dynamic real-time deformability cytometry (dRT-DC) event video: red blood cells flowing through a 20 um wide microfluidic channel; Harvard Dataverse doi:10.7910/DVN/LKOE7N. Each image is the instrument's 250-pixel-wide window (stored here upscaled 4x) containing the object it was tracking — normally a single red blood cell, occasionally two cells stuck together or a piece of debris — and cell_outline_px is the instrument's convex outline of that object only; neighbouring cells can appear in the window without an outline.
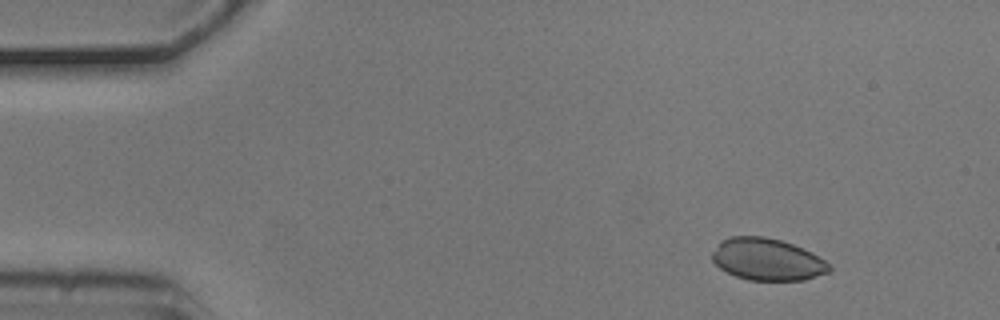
{"species": "common noctule bat (a hibernating species)", "species_latin": "Nyctalus noctula", "temperature_condition": "cold", "stored_images_in_passage": 5, "camera_frame_rate_fps": 3000, "um_per_image_px": 0.085, "animal": {"sex": "male", "body_mass_g": 20.5, "forearm_length_mm": 52.5}, "frame": {"image": 1, "passage_image": 2, "time_ms": 0.333, "image_size_px": [1000, 320], "cell_outline_px": [[832, 268], [828, 272], [804, 280], [748, 280], [736, 276], [720, 268], [712, 260], [712, 252], [720, 240], [728, 236], [764, 236], [780, 240], [792, 244], [824, 260]], "centroid_in_image_um": [65.16, 22.04], "position_along_channel_um": 19.8, "area_um2": 28.38}}